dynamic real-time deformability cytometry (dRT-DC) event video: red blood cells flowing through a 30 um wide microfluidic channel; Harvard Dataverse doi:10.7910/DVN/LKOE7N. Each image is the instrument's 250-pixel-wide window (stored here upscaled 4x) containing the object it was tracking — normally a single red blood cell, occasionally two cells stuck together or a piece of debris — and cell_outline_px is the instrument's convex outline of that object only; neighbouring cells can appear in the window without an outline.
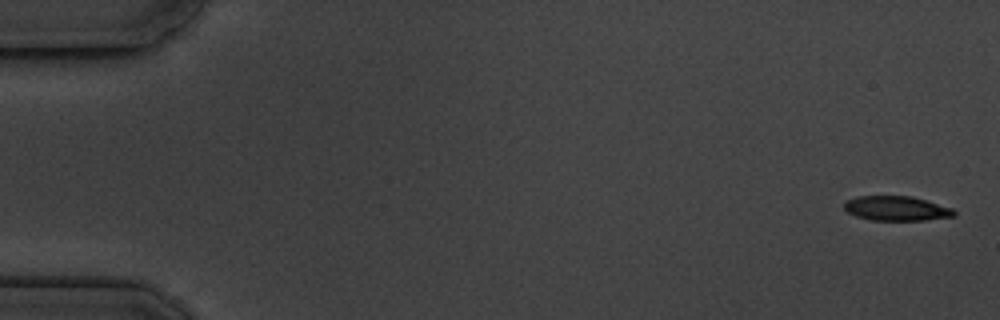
{"species": "common noctule bat (a hibernating species)", "species_latin": "Nyctalus noctula", "temperature_condition": "cold", "stored_images_in_passage": 5, "camera_frame_rate_fps": 3000, "um_per_image_px": 0.085, "animal": {"sex": "male", "body_mass_g": 19.5, "forearm_length_mm": 54.6}, "frame": {"image": 1, "passage_image": 1, "time_ms": 0.0, "image_size_px": [1000, 320], "cell_outline_px": [[956, 216], [924, 220], [872, 220], [856, 216], [848, 212], [844, 208], [844, 204], [848, 200], [856, 196], [912, 196], [952, 208], [956, 212]], "centroid_in_image_um": [76.21, 17.71], "position_along_channel_um": 8.8, "area_um2": 15.66}}
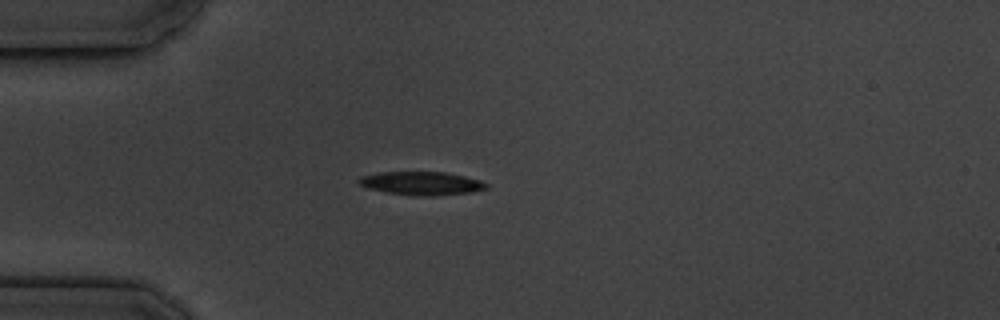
{"frame": {"image": 2, "passage_image": 5, "time_ms": 4.667, "image_size_px": [1000, 320], "cell_outline_px": [[488, 188], [472, 192], [432, 196], [420, 196], [388, 192], [368, 188], [360, 184], [356, 180], [360, 176], [380, 172], [444, 172], [464, 176], [480, 180], [488, 184]], "centroid_in_image_um": [35.84, 15.58], "position_along_channel_um": 49.2, "area_um2": 17.28}}